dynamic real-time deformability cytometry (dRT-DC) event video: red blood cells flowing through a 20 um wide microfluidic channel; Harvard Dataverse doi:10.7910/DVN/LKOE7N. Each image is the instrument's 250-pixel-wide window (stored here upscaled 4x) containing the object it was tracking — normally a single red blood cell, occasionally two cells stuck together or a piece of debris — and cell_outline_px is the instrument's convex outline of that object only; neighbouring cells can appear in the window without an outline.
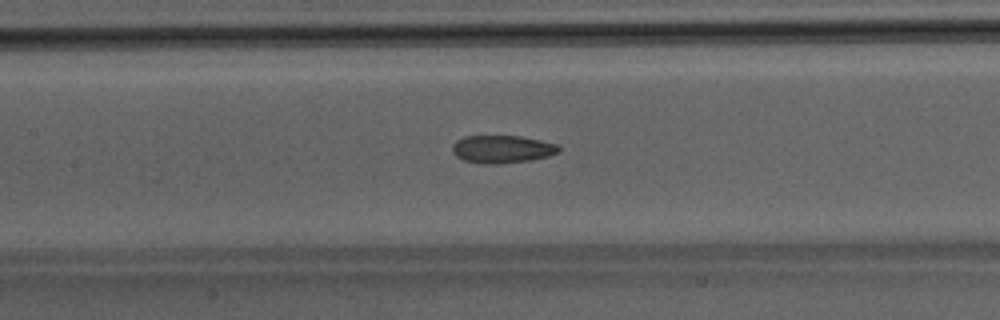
{"species": "Egyptian fruit bat (a non-hibernating species)", "species_latin": "Rousettus aegyptiacus", "temperature_condition": "room temperature", "stored_images_in_passage": 38, "camera_frame_rate_fps": 3000, "um_per_image_px": 0.085, "animal": {"sex": "male"}, "frame": {"image": 1, "passage_image": 11, "time_ms": 3.333, "image_size_px": [1000, 320], "cell_outline_px": [[560, 152], [548, 156], [528, 160], [496, 164], [484, 164], [464, 160], [456, 156], [452, 152], [452, 144], [456, 140], [464, 136], [520, 136], [540, 140], [556, 144], [560, 148]], "centroid_in_image_um": [42.65, 12.67], "position_along_channel_um": 164.8, "area_um2": 17.17}}
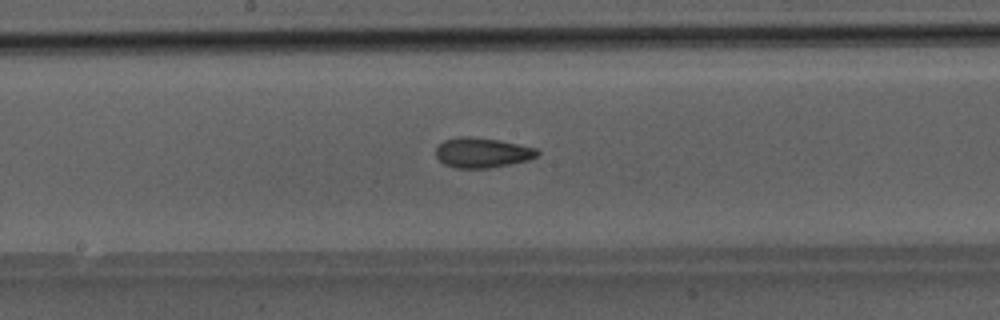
{"frame": {"image": 2, "passage_image": 14, "time_ms": 4.333, "image_size_px": [1000, 320], "cell_outline_px": [[540, 152], [536, 156], [528, 160], [488, 168], [456, 168], [444, 164], [436, 156], [436, 148], [444, 140], [460, 136], [468, 136], [500, 140], [536, 148]], "centroid_in_image_um": [40.97, 12.97], "position_along_channel_um": 207.2, "area_um2": 17.63}}
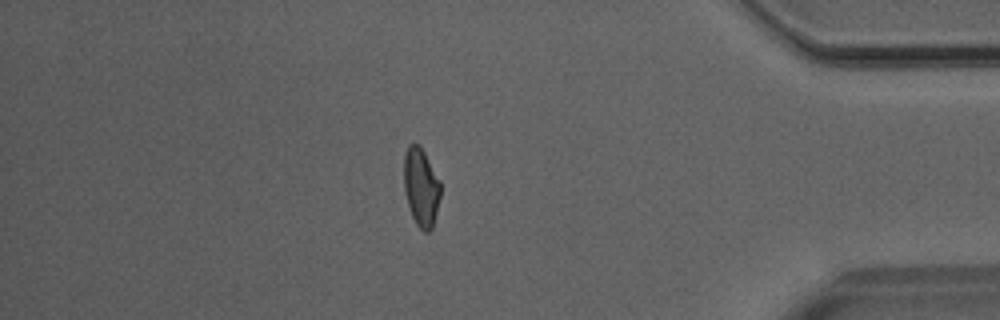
{"frame": {"image": 3, "passage_image": 30, "time_ms": 9.667, "image_size_px": [1000, 320], "cell_outline_px": [[440, 196], [432, 228], [428, 232], [424, 232], [416, 224], [412, 216], [404, 192], [404, 152], [408, 144], [420, 144], [440, 180]], "centroid_in_image_um": [35.78, 15.87], "position_along_channel_um": 399.4, "area_um2": 16.76}}